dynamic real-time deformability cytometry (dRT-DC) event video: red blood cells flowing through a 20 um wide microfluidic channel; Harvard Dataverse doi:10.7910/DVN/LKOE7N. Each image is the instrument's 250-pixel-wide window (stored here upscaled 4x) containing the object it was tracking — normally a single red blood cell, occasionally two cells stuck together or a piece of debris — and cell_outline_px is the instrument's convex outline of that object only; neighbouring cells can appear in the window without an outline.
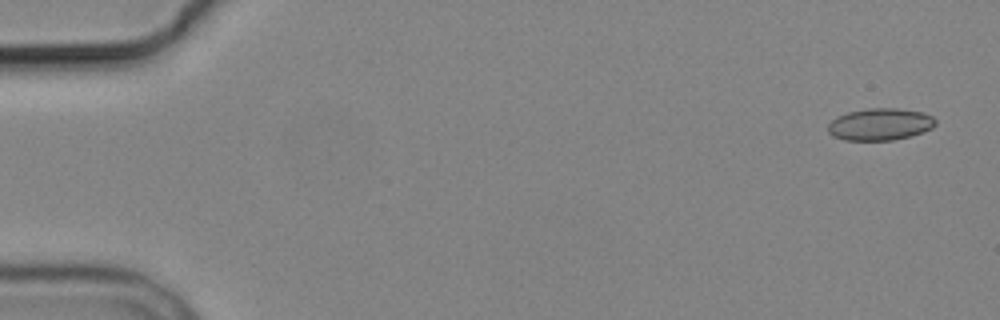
{"species": "common noctule bat (a hibernating species)", "species_latin": "Nyctalus noctula", "temperature_condition": "cold", "stored_images_in_passage": 6, "camera_frame_rate_fps": 3000, "um_per_image_px": 0.085, "animal": {"sex": "male", "body_mass_g": 19.2, "forearm_length_mm": 51.8}, "frame": {"image": 1, "passage_image": 1, "time_ms": 0.0, "image_size_px": [1000, 320], "cell_outline_px": [[936, 124], [932, 128], [908, 136], [892, 140], [844, 140], [832, 136], [828, 132], [828, 124], [836, 116], [848, 112], [868, 108], [896, 108], [924, 112], [932, 116], [936, 120]], "centroid_in_image_um": [74.78, 10.55], "position_along_channel_um": 10.2, "area_um2": 20.06}}
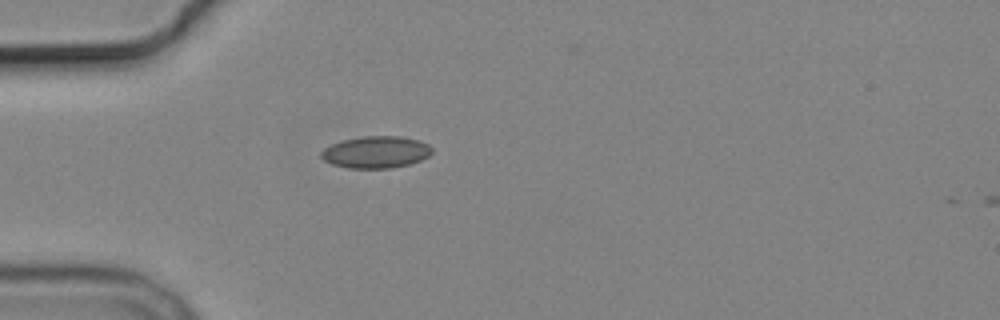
{"frame": {"image": 2, "passage_image": 5, "time_ms": 4.667, "image_size_px": [1000, 320], "cell_outline_px": [[432, 152], [428, 156], [420, 160], [408, 164], [392, 168], [348, 168], [332, 164], [324, 160], [320, 156], [320, 152], [324, 148], [332, 144], [344, 140], [364, 136], [400, 136], [420, 140], [428, 144], [432, 148]], "centroid_in_image_um": [31.96, 12.93], "position_along_channel_um": 53.0, "area_um2": 20.58}}